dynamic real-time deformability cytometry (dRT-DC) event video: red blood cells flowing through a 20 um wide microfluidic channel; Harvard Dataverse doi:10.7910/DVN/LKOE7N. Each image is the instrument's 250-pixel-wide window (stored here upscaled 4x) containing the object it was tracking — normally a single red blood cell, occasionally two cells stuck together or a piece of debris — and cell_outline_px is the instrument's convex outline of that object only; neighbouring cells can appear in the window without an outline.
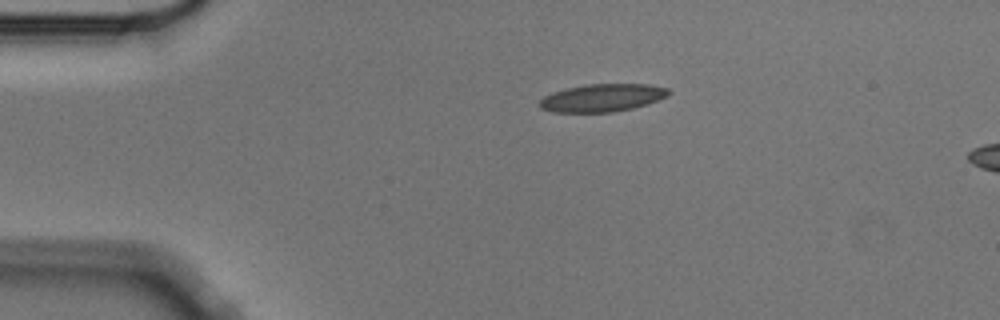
{"species": "Egyptian fruit bat (a non-hibernating species)", "species_latin": "Rousettus aegyptiacus", "temperature_condition": "cold", "stored_images_in_passage": 2, "camera_frame_rate_fps": 3000, "um_per_image_px": 0.085, "animal": {"sex": "male"}, "frame": {"image": 1, "passage_image": 1, "time_ms": 0.0, "image_size_px": [1000, 320], "cell_outline_px": [[672, 92], [668, 96], [632, 108], [612, 112], [552, 112], [540, 108], [536, 104], [544, 96], [552, 92], [584, 84], [648, 84], [668, 88]], "centroid_in_image_um": [51.15, 8.31], "position_along_channel_um": 33.8, "area_um2": 20.87}}